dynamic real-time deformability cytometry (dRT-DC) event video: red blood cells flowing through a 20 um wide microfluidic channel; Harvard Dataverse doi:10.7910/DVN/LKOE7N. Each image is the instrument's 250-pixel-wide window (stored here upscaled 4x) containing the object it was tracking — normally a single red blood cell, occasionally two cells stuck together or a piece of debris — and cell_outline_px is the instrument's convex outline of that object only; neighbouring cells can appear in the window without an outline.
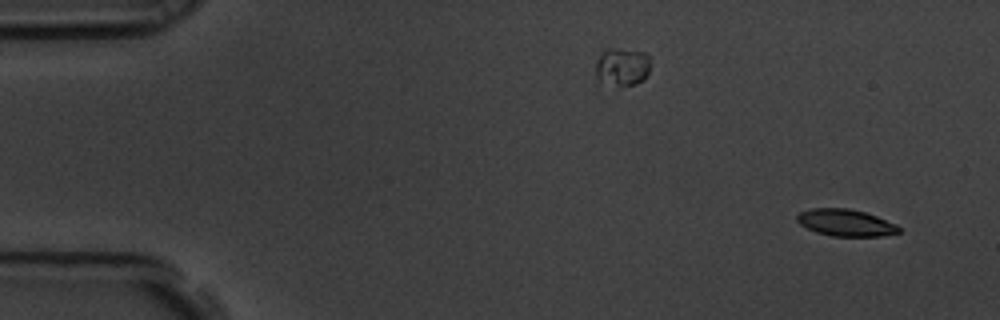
{"species": "common noctule bat (a hibernating species)", "species_latin": "Nyctalus noctula", "temperature_condition": "room temperature", "stored_images_in_passage": 3, "segment_of_instrument_passage": [2, 2], "camera_frame_rate_fps": 3000, "um_per_image_px": 0.085, "animal": {"sex": "male", "body_mass_g": 19.5, "forearm_length_mm": 54.6}, "frame": {"image": 1, "passage_image": 3, "time_ms": 0.667, "image_size_px": [1000, 320], "cell_outline_px": [[900, 232], [880, 236], [832, 236], [816, 232], [800, 224], [796, 220], [796, 216], [800, 212], [812, 208], [848, 208], [864, 212], [876, 216], [896, 224], [900, 228]], "centroid_in_image_um": [71.86, 18.93], "position_along_channel_um": 13.1, "area_um2": 15.84}}